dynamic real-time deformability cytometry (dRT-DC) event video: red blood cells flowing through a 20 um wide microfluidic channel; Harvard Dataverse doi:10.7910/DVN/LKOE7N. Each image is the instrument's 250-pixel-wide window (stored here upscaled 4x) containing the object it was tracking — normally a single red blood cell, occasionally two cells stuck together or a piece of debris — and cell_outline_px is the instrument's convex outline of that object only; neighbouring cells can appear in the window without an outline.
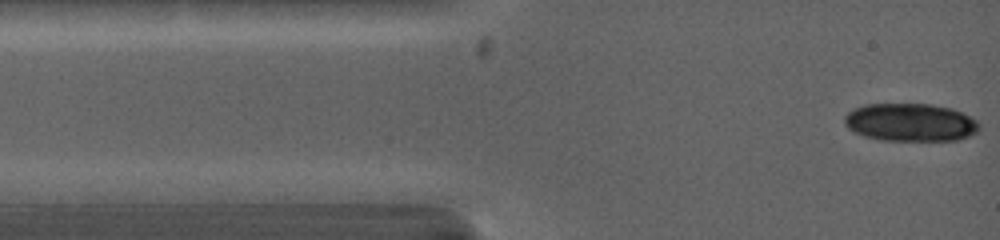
{"species": "common noctule bat (a hibernating species)", "species_latin": "Nyctalus noctula", "temperature_condition": "warm", "stored_images_in_passage": 2, "camera_frame_rate_fps": 5000, "um_per_image_px": 0.085, "animal": {"sex": "female", "body_mass_g": 19.0, "forearm_length_mm": 53.3}, "frame": {"image": 1, "passage_image": 2, "time_ms": 0.2, "image_size_px": [1000, 240], "cell_outline_px": [[980, 128], [976, 132], [968, 136], [956, 140], [880, 140], [864, 136], [848, 128], [844, 124], [844, 116], [848, 112], [864, 104], [932, 104], [952, 108], [976, 120], [980, 124]], "centroid_in_image_um": [77.37, 10.4], "position_along_channel_um": 7.6, "area_um2": 29.71}}